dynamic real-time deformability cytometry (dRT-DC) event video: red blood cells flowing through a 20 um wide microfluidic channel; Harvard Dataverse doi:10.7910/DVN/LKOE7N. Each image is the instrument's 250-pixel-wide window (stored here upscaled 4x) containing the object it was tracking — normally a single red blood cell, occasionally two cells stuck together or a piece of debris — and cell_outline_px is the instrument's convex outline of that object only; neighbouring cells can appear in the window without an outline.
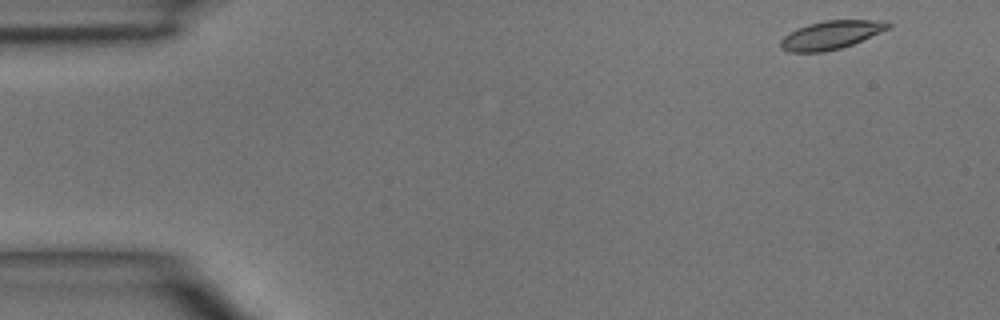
{"species": "common noctule bat (a hibernating species)", "species_latin": "Nyctalus noctula", "temperature_condition": "room temperature", "stored_images_in_passage": 3, "camera_frame_rate_fps": 3000, "um_per_image_px": 0.085, "animal": {"sex": "male", "body_mass_g": 15.6}, "frame": {"image": 1, "passage_image": 1, "time_ms": 0.0, "image_size_px": [1000, 320], "cell_outline_px": [[892, 24], [888, 28], [880, 32], [852, 44], [840, 48], [824, 52], [788, 52], [780, 48], [780, 40], [788, 32], [808, 24], [824, 20], [884, 20]], "centroid_in_image_um": [70.59, 2.97], "position_along_channel_um": 14.4, "area_um2": 17.74}}